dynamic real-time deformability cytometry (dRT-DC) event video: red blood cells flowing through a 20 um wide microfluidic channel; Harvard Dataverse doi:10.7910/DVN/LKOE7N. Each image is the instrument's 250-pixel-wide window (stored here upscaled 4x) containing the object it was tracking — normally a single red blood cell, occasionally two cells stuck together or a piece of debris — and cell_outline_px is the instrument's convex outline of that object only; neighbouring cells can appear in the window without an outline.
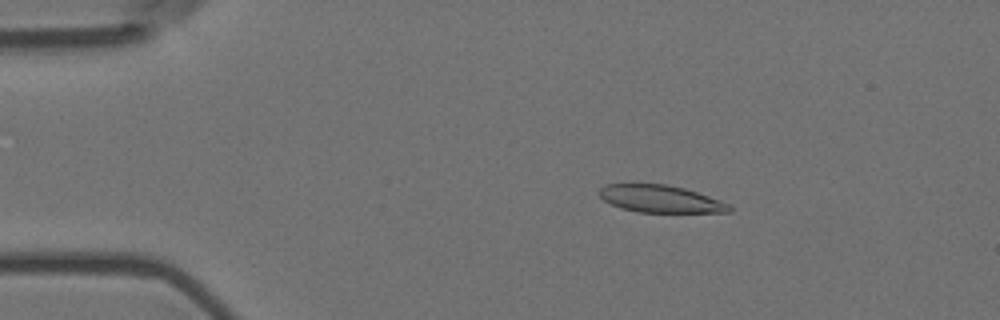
{"species": "Egyptian fruit bat (a non-hibernating species)", "species_latin": "Rousettus aegyptiacus", "temperature_condition": "room temperature", "stored_images_in_passage": 3, "camera_frame_rate_fps": 3000, "um_per_image_px": 0.085, "animal": {"sex": "female"}, "frame": {"image": 1, "passage_image": 2, "time_ms": 0.333, "image_size_px": [1000, 320], "cell_outline_px": [[732, 212], [640, 212], [620, 208], [604, 200], [596, 192], [604, 184], [632, 180], [664, 184], [684, 188], [720, 200], [728, 204], [732, 208]], "centroid_in_image_um": [56.01, 16.85], "position_along_channel_um": 29.0, "area_um2": 21.44}}